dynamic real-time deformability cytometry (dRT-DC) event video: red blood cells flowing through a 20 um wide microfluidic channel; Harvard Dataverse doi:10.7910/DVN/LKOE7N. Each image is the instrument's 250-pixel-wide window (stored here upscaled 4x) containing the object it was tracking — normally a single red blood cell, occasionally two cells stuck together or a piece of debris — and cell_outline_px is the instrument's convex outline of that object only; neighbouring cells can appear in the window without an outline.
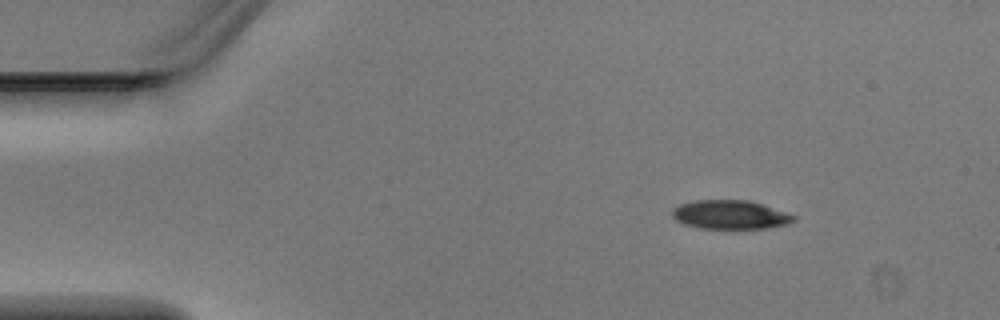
{"species": "Egyptian fruit bat (a non-hibernating species)", "species_latin": "Rousettus aegyptiacus", "temperature_condition": "warm", "stored_images_in_passage": 2, "camera_frame_rate_fps": 3000, "um_per_image_px": 0.085, "animal": {"sex": "male"}, "frame": {"image": 1, "passage_image": 1, "time_ms": 0.0, "image_size_px": [1000, 320], "cell_outline_px": [[796, 220], [788, 224], [768, 228], [700, 228], [684, 224], [676, 220], [672, 216], [672, 208], [680, 204], [692, 200], [748, 200], [796, 216]], "centroid_in_image_um": [62.03, 18.25], "position_along_channel_um": 23.0, "area_um2": 20.29}}